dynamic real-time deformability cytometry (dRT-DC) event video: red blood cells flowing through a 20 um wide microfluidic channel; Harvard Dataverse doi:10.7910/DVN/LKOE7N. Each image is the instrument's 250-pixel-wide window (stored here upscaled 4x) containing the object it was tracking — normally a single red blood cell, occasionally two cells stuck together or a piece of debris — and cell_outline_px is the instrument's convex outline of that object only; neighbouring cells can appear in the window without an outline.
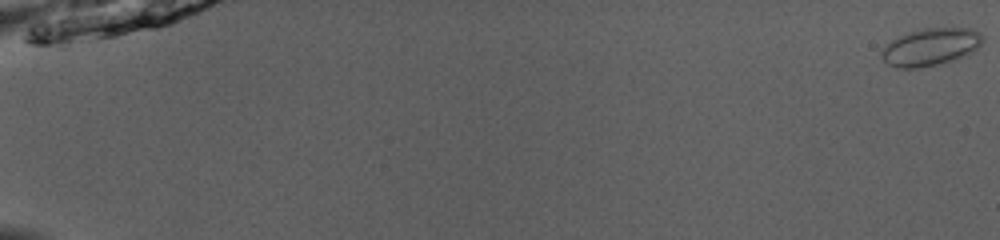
{"species": "common noctule bat (a hibernating species)", "species_latin": "Nyctalus noctula", "temperature_condition": "room temperature", "stored_images_in_passage": 53, "camera_frame_rate_fps": 3000, "um_per_image_px": 0.085, "animal": {"sex": "male", "body_mass_g": 13.0, "forearm_length_mm": 53.1}, "frame": {"image": 1, "passage_image": 1, "time_ms": 0.0, "image_size_px": [1000, 240], "cell_outline_px": [[984, 40], [972, 52], [936, 64], [916, 68], [896, 68], [888, 64], [880, 56], [880, 52], [892, 40], [908, 32], [924, 28], [972, 28], [980, 32], [984, 36]], "centroid_in_image_um": [79.09, 3.97], "position_along_channel_um": 5.9, "area_um2": 21.68}}
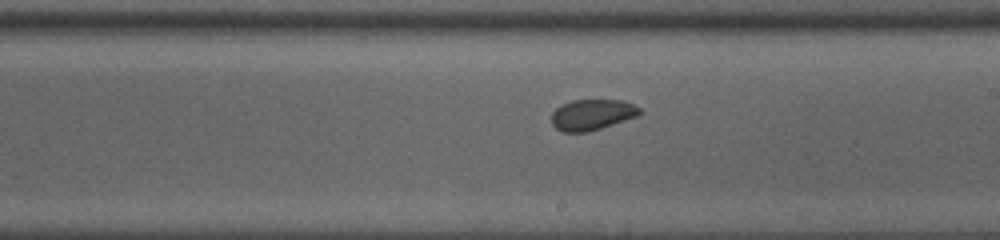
{"frame": {"image": 2, "passage_image": 33, "time_ms": 10.667, "image_size_px": [1000, 240], "cell_outline_px": [[640, 112], [636, 116], [588, 132], [560, 132], [552, 124], [552, 112], [560, 104], [572, 100], [620, 100], [632, 104], [640, 108]], "centroid_in_image_um": [50.26, 9.74], "position_along_channel_um": 238.7, "area_um2": 15.66}}
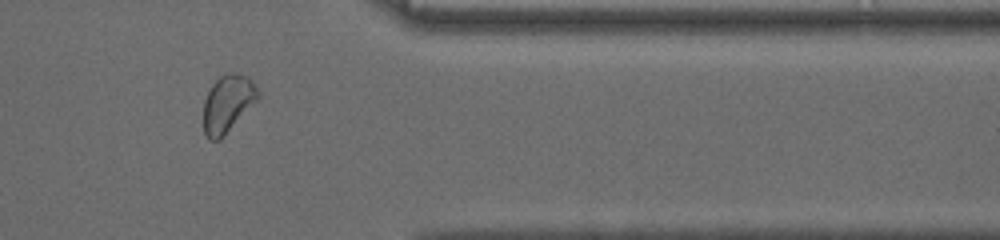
{"frame": {"image": 3, "passage_image": 45, "time_ms": 14.667, "image_size_px": [1000, 240], "cell_outline_px": [[260, 96], [224, 136], [220, 140], [208, 140], [204, 132], [204, 100], [212, 84], [224, 72], [236, 72], [248, 76], [252, 80], [260, 92]], "centroid_in_image_um": [19.35, 8.78], "position_along_channel_um": 392.0, "area_um2": 18.26}, "authors_computed_cell_mechanics": {"area_um2": 17.2822, "velocity_mm_per_s": 4.0434, "shape_relaxation_time_tau1_ms": null, "shape_relaxation_time_tau2_ms": 3.4569, "deformation_change_tau1": null, "deformation_change_tau2": 0.0608}}